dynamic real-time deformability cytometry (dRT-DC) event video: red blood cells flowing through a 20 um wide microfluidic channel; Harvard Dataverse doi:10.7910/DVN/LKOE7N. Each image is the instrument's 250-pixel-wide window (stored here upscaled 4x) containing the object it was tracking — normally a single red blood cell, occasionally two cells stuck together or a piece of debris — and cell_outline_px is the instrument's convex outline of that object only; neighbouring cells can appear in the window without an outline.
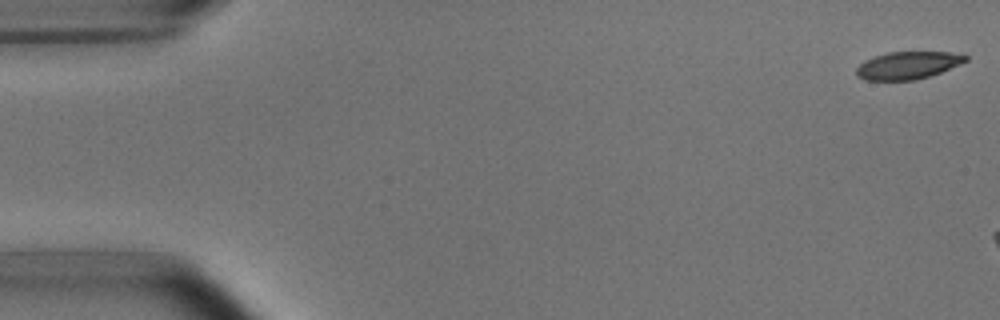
{"species": "common noctule bat (a hibernating species)", "species_latin": "Nyctalus noctula", "temperature_condition": "room temperature", "stored_images_in_passage": 3, "camera_frame_rate_fps": 3000, "um_per_image_px": 0.085, "animal": {"sex": "male", "body_mass_g": 15.6}, "frame": {"image": 1, "passage_image": 1, "time_ms": 0.0, "image_size_px": [1000, 320], "cell_outline_px": [[968, 60], [940, 72], [916, 80], [864, 80], [856, 76], [856, 68], [864, 60], [888, 52], [948, 52], [968, 56]], "centroid_in_image_um": [77.12, 5.56], "position_along_channel_um": 7.9, "area_um2": 17.34}}